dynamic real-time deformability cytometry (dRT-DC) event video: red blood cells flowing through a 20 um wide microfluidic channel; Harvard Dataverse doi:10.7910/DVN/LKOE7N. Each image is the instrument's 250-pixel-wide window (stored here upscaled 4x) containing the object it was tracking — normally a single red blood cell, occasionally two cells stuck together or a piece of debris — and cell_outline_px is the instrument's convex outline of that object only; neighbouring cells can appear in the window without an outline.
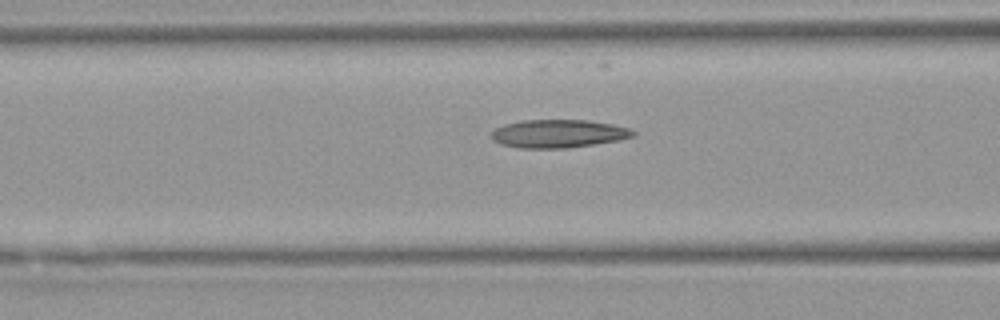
{"species": "Egyptian fruit bat (a non-hibernating species)", "species_latin": "Rousettus aegyptiacus", "temperature_condition": "warm", "stored_images_in_passage": 7, "segment_of_instrument_passage": [2, 2], "camera_frame_rate_fps": 3000, "um_per_image_px": 0.085, "animal": {"sex": "female"}, "frame": {"image": 1, "passage_image": 7, "time_ms": 8.333, "image_size_px": [1000, 320], "cell_outline_px": [[636, 136], [620, 140], [568, 148], [520, 148], [500, 144], [492, 140], [492, 132], [496, 128], [504, 124], [524, 120], [588, 120], [612, 124], [628, 128], [636, 132]], "centroid_in_image_um": [47.48, 11.36], "position_along_channel_um": 119.1, "area_um2": 23.29}}